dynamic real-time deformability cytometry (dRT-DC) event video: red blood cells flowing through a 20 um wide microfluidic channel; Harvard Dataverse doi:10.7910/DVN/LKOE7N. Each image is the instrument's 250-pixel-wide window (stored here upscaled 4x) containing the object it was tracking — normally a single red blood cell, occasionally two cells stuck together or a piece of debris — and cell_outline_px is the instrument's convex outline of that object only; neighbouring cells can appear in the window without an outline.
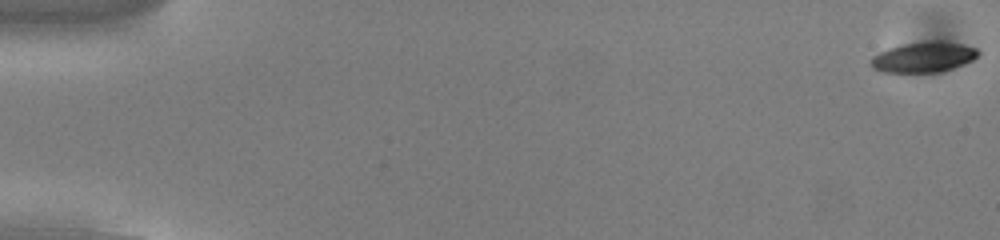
{"species": "common noctule bat (a hibernating species)", "species_latin": "Nyctalus noctula", "temperature_condition": "cold", "stored_images_in_passage": 54, "camera_frame_rate_fps": 3000, "um_per_image_px": 0.085, "animal": {"sex": "male", "body_mass_g": 13.0, "forearm_length_mm": 53.1}, "frame": {"image": 1, "passage_image": 1, "time_ms": 0.0, "image_size_px": [1000, 240], "cell_outline_px": [[980, 52], [972, 60], [964, 64], [940, 72], [880, 72], [872, 68], [872, 56], [888, 48], [904, 44], [936, 40], [940, 40], [964, 44], [976, 48]], "centroid_in_image_um": [78.52, 4.85], "position_along_channel_um": 6.5, "area_um2": 18.96}}
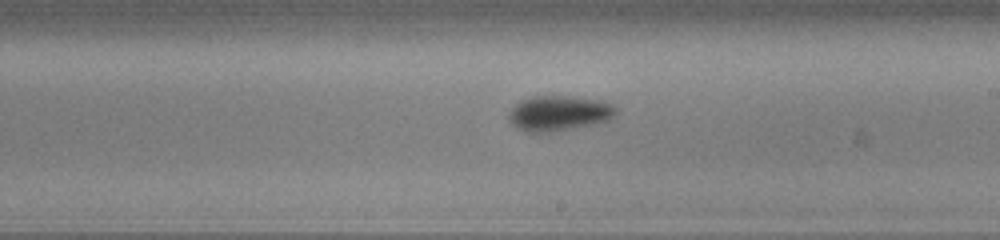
{"frame": {"image": 2, "passage_image": 32, "time_ms": 10.333, "image_size_px": [1000, 240], "cell_outline_px": [[616, 112], [608, 120], [592, 124], [552, 132], [524, 132], [516, 128], [508, 120], [508, 112], [520, 100], [532, 96], [572, 96], [600, 100], [616, 108]], "centroid_in_image_um": [47.43, 9.62], "position_along_channel_um": 241.6, "area_um2": 21.91}}
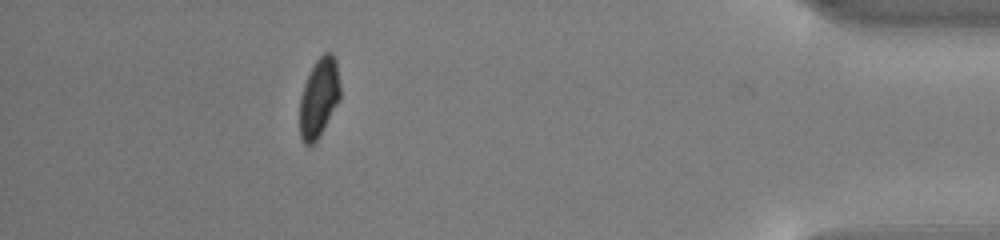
{"frame": {"image": 3, "passage_image": 49, "time_ms": 16.0, "image_size_px": [1000, 240], "cell_outline_px": [[340, 100], [324, 128], [316, 140], [312, 144], [304, 144], [300, 136], [300, 96], [304, 84], [316, 60], [324, 52], [332, 52], [336, 60], [340, 84]], "centroid_in_image_um": [27.12, 8.29], "position_along_channel_um": 408.1, "area_um2": 18.61}, "authors_computed_cell_mechanics": {"area_um2": 19.7676, "velocity_mm_per_s": 3.8421, "shape_relaxation_time_tau1_ms": 2.3178, "shape_relaxation_time_tau2_ms": 7.5596, "deformation_change_tau1": 0.0962, "deformation_change_tau2": 0.1089}}